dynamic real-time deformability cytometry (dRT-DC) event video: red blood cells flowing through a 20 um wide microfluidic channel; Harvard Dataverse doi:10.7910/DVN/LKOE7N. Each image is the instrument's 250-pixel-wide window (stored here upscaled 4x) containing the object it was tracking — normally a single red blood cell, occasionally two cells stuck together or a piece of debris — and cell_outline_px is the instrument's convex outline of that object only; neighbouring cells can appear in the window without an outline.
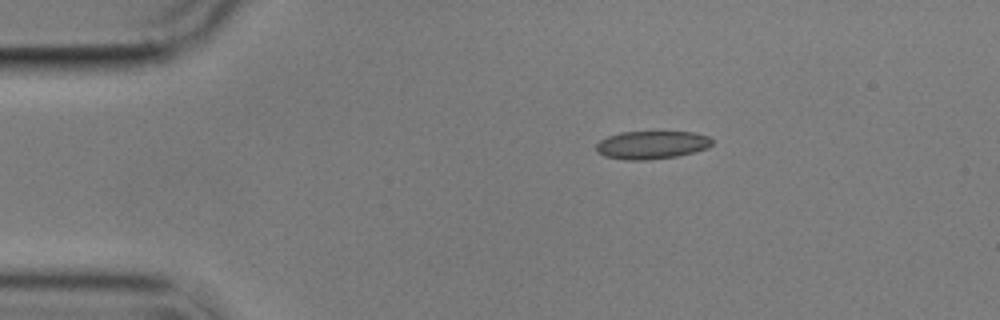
{"species": "common noctule bat (a hibernating species)", "species_latin": "Nyctalus noctula", "temperature_condition": "cold", "stored_images_in_passage": 47, "camera_frame_rate_fps": 3000, "um_per_image_px": 0.085, "animal": {"sex": "male", "body_mass_g": 17.9}, "frame": {"image": 1, "passage_image": 1, "time_ms": 0.0, "image_size_px": [1000, 320], "cell_outline_px": [[712, 144], [708, 148], [676, 156], [648, 160], [624, 160], [604, 156], [596, 152], [596, 144], [600, 140], [608, 136], [620, 132], [696, 132], [708, 136], [712, 140]], "centroid_in_image_um": [55.37, 12.32], "position_along_channel_um": 29.6, "area_um2": 19.02}}
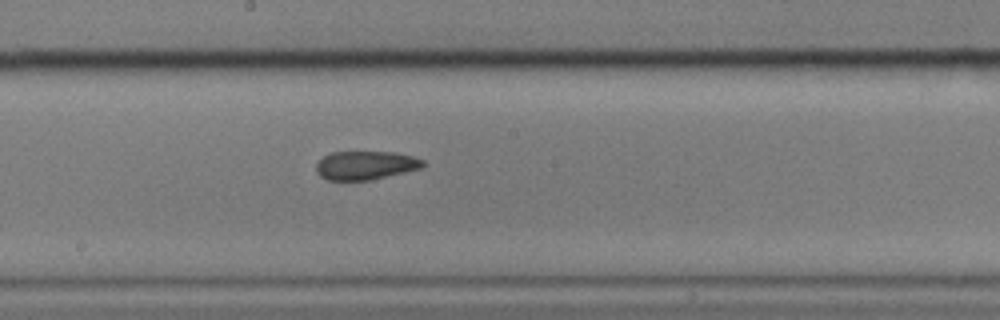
{"frame": {"image": 2, "passage_image": 21, "time_ms": 6.667, "image_size_px": [1000, 320], "cell_outline_px": [[424, 164], [420, 168], [404, 172], [368, 180], [328, 180], [320, 176], [316, 172], [316, 164], [324, 156], [332, 152], [396, 152], [412, 156], [424, 160]], "centroid_in_image_um": [31.05, 14.04], "position_along_channel_um": 217.2, "area_um2": 17.63}}
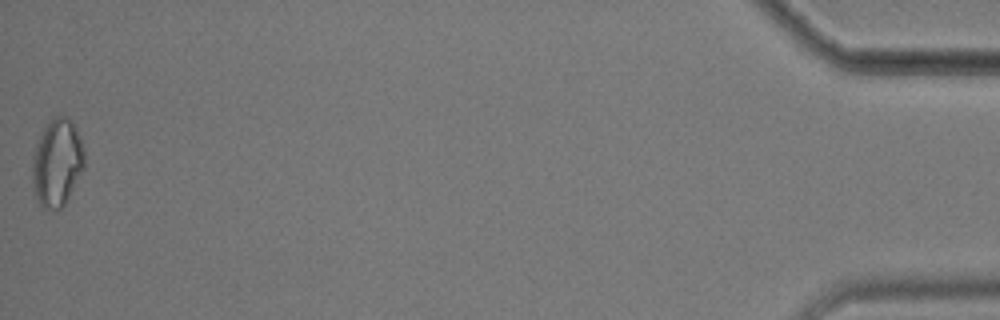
{"frame": {"image": 3, "passage_image": 47, "time_ms": 15.333, "image_size_px": [1000, 320], "cell_outline_px": [[84, 168], [64, 204], [60, 208], [44, 208], [40, 204], [32, 188], [32, 156], [36, 144], [44, 128], [52, 116], [68, 116], [72, 120], [80, 136], [84, 152]], "centroid_in_image_um": [4.84, 13.78], "position_along_channel_um": 430.4, "area_um2": 26.53}, "authors_computed_cell_mechanics": {"area_um2": 19.1896, "velocity_mm_per_s": 3.5525, "shape_relaxation_time_tau1_ms": null, "shape_relaxation_time_tau2_ms": 3.2874, "deformation_change_tau1": null, "deformation_change_tau2": 0.1046}}